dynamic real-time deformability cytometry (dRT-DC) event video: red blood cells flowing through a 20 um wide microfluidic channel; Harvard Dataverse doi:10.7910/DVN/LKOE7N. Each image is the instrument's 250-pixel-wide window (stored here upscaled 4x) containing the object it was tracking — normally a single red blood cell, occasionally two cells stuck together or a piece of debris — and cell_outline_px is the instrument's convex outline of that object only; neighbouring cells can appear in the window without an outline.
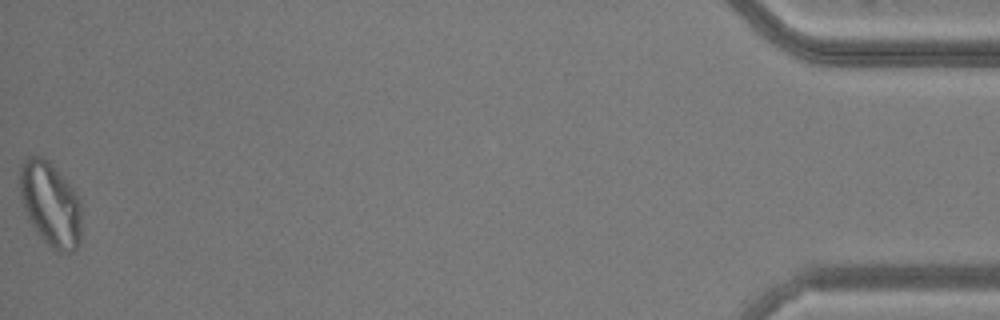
{"species": "common noctule bat (a hibernating species)", "species_latin": "Nyctalus noctula", "temperature_condition": "warm", "stored_images_in_passage": 47, "camera_frame_rate_fps": 3000, "um_per_image_px": 0.085, "animal": {"sex": "male", "body_mass_g": 20.5, "forearm_length_mm": 52.5}, "frame": {"image": 1, "passage_image": 47, "time_ms": 15.333, "image_size_px": [1000, 320], "cell_outline_px": [[80, 240], [76, 248], [72, 252], [60, 252], [52, 248], [40, 236], [32, 224], [24, 208], [20, 196], [20, 168], [24, 160], [28, 156], [40, 156], [48, 160], [72, 188], [80, 200]], "centroid_in_image_um": [4.28, 17.34], "position_along_channel_um": 430.9, "area_um2": 29.82}}